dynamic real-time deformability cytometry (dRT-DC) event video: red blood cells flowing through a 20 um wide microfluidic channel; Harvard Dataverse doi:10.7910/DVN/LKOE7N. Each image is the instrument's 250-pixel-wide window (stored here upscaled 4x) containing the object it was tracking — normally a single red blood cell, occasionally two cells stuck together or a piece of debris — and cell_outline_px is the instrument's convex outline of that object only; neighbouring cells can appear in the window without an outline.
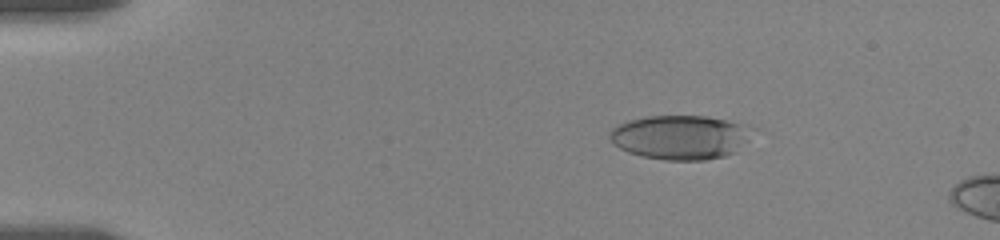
{"species": "human", "species_latin": "Homo sapiens", "temperature_condition": "room temperature", "stored_images_in_passage": 16, "camera_frame_rate_fps": 3000, "um_per_image_px": 0.085, "donor": {"sex": "female"}, "frame": {"image": 1, "passage_image": 10, "time_ms": 3.0, "image_size_px": [1000, 240], "cell_outline_px": [[756, 128], [748, 140], [736, 152], [724, 156], [704, 160], [664, 160], [640, 156], [628, 152], [612, 144], [608, 136], [608, 132], [616, 124], [628, 120], [644, 116], [704, 116], [728, 120], [748, 124]], "centroid_in_image_um": [57.83, 11.65], "position_along_channel_um": 27.2, "area_um2": 37.45}}